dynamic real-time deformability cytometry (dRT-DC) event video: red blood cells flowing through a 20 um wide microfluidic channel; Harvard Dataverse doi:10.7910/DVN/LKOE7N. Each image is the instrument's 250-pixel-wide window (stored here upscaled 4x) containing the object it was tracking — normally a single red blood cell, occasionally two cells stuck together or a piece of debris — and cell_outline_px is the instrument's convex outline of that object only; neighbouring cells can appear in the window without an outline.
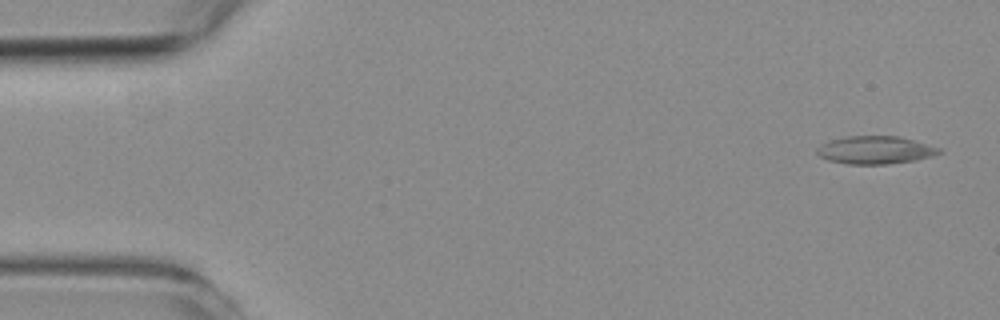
{"species": "common noctule bat (a hibernating species)", "species_latin": "Nyctalus noctula", "temperature_condition": "room temperature", "stored_images_in_passage": 54, "camera_frame_rate_fps": 3000, "um_per_image_px": 0.085, "animal": {"sex": "female", "body_mass_g": 19.3, "forearm_length_mm": 54.1}, "frame": {"image": 1, "passage_image": 2, "time_ms": 0.333, "image_size_px": [1000, 320], "cell_outline_px": [[944, 152], [932, 156], [916, 160], [888, 164], [848, 164], [828, 160], [820, 156], [816, 152], [816, 148], [820, 144], [844, 136], [896, 136], [912, 140], [940, 148]], "centroid_in_image_um": [74.38, 12.76], "position_along_channel_um": 10.6, "area_um2": 19.77}}
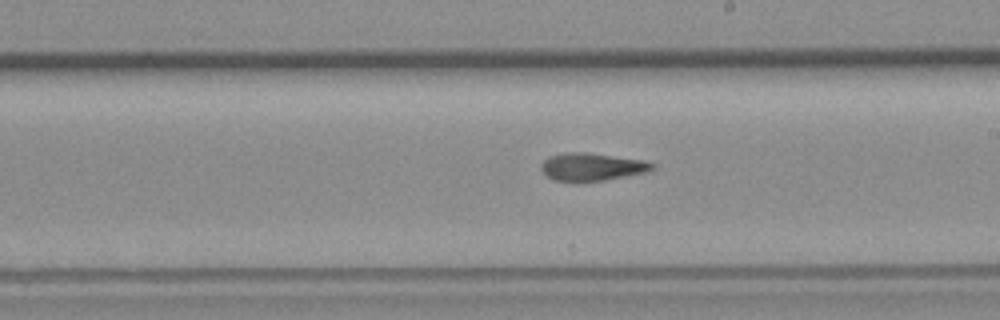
{"frame": {"image": 2, "passage_image": 30, "time_ms": 9.667, "image_size_px": [1000, 320], "cell_outline_px": [[656, 168], [644, 172], [604, 180], [576, 184], [572, 184], [552, 180], [544, 176], [540, 168], [540, 164], [548, 156], [564, 152], [588, 152], [644, 160], [656, 164]], "centroid_in_image_um": [50.21, 14.21], "position_along_channel_um": 238.8, "area_um2": 18.73}}
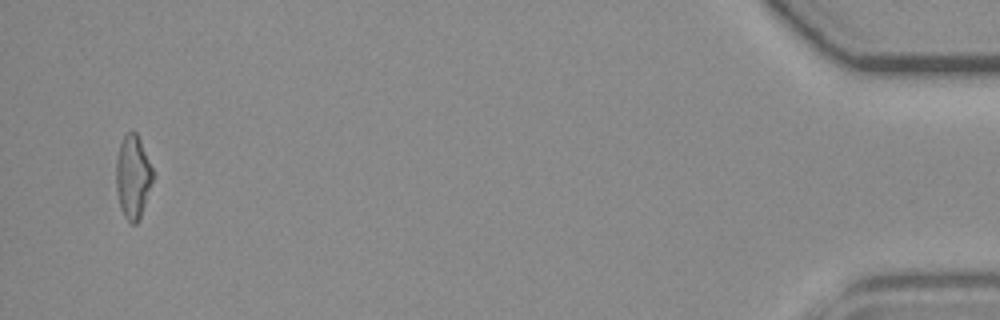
{"frame": {"image": 3, "passage_image": 52, "time_ms": 17.0, "image_size_px": [1000, 320], "cell_outline_px": [[152, 180], [140, 216], [136, 224], [132, 224], [124, 216], [120, 208], [116, 188], [116, 160], [120, 144], [124, 136], [132, 128], [136, 132], [140, 140], [152, 168]], "centroid_in_image_um": [11.26, 15.0], "position_along_channel_um": 423.9, "area_um2": 17.46}, "authors_computed_cell_mechanics": {"area_um2": 18.2648, "velocity_mm_per_s": 3.769, "shape_relaxation_time_tau1_ms": 10.971, "shape_relaxation_time_tau2_ms": 5.2339, "deformation_change_tau1": 0.2694, "deformation_change_tau2": 0.1491}}